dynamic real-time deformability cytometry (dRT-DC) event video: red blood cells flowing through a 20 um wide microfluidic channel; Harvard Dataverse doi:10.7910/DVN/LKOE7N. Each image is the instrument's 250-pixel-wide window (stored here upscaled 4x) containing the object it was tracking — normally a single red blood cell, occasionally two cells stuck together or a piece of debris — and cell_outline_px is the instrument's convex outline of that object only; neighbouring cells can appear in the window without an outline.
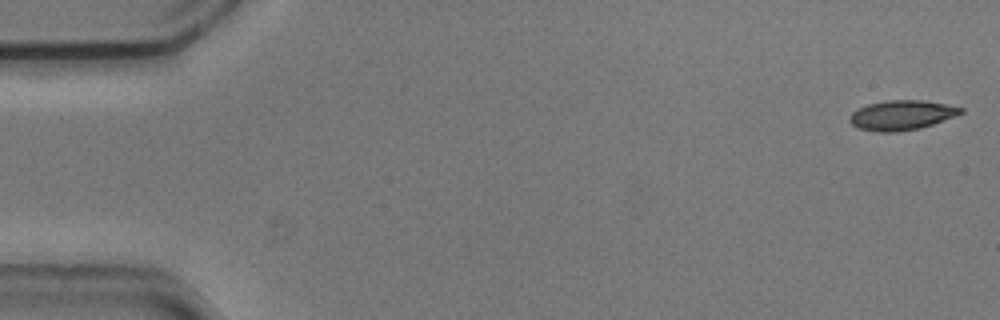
{"species": "common noctule bat (a hibernating species)", "species_latin": "Nyctalus noctula", "temperature_condition": "cold", "stored_images_in_passage": 10, "camera_frame_rate_fps": 3000, "um_per_image_px": 0.085, "animal": {"sex": "male", "body_mass_g": 20.5, "forearm_length_mm": 52.5}, "frame": {"image": 1, "passage_image": 1, "time_ms": 0.0, "image_size_px": [1000, 320], "cell_outline_px": [[964, 112], [932, 124], [920, 128], [896, 132], [880, 132], [860, 128], [852, 124], [848, 120], [852, 112], [868, 104], [888, 100], [924, 100], [964, 108]], "centroid_in_image_um": [76.63, 9.78], "position_along_channel_um": 8.4, "area_um2": 18.96}}